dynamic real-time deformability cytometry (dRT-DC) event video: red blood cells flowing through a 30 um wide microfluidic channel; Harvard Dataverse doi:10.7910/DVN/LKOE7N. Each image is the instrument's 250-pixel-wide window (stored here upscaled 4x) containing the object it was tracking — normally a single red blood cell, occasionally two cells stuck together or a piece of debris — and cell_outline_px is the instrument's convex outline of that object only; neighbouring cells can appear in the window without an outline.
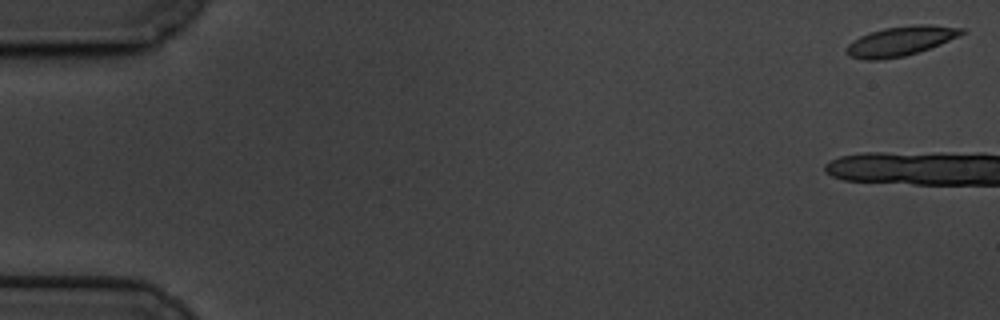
{"species": "common noctule bat (a hibernating species)", "species_latin": "Nyctalus noctula", "temperature_condition": "cold", "stored_images_in_passage": 5, "camera_frame_rate_fps": 3000, "um_per_image_px": 0.085, "animal": {"sex": "male", "body_mass_g": 19.5, "forearm_length_mm": 54.6}, "frame": {"image": 1, "passage_image": 1, "time_ms": 0.0, "image_size_px": [1000, 320], "cell_outline_px": [[964, 32], [940, 44], [904, 56], [880, 60], [864, 60], [848, 56], [844, 52], [844, 48], [852, 40], [860, 36], [884, 28], [920, 24], [932, 24], [964, 28]], "centroid_in_image_um": [76.47, 3.5], "position_along_channel_um": 8.5, "area_um2": 19.71}}